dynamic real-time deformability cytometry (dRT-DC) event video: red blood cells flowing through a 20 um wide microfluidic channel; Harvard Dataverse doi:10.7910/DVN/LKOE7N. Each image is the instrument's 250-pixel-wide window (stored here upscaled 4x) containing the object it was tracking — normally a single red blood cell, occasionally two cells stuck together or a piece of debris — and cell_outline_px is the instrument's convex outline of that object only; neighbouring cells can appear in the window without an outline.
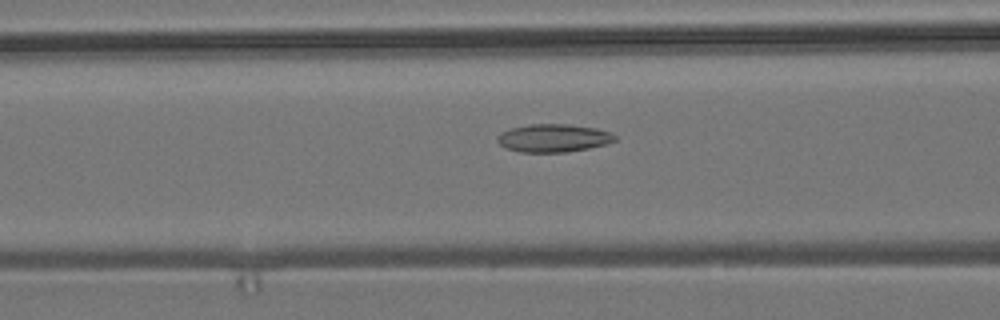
{"species": "common noctule bat (a hibernating species)", "species_latin": "Nyctalus noctula", "temperature_condition": "room temperature", "stored_images_in_passage": 37, "camera_frame_rate_fps": 3000, "um_per_image_px": 0.085, "animal": {"sex": "male", "body_mass_g": 19.2, "forearm_length_mm": 51.8}, "frame": {"image": 1, "passage_image": 11, "time_ms": 3.333, "image_size_px": [1000, 320], "cell_outline_px": [[616, 140], [604, 144], [588, 148], [568, 152], [520, 152], [504, 148], [496, 140], [496, 136], [500, 132], [512, 128], [528, 124], [568, 124], [596, 128], [612, 132], [616, 136]], "centroid_in_image_um": [47.01, 11.73], "position_along_channel_um": 119.6, "area_um2": 19.31}}
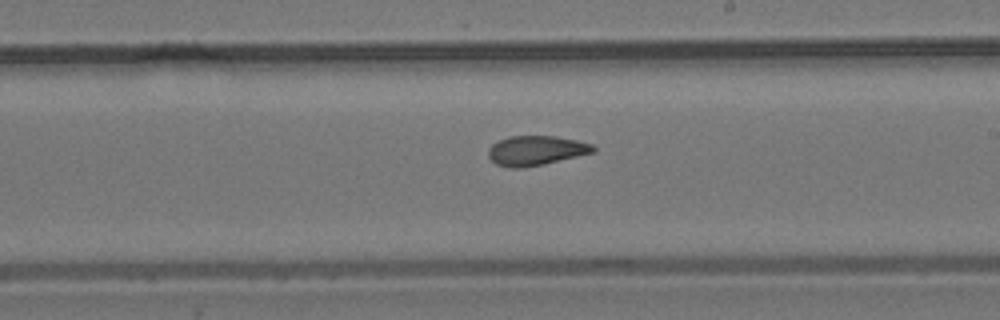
{"frame": {"image": 2, "passage_image": 21, "time_ms": 6.667, "image_size_px": [1000, 320], "cell_outline_px": [[596, 152], [544, 164], [520, 168], [512, 168], [496, 164], [488, 156], [488, 148], [492, 144], [508, 136], [556, 136], [576, 140], [592, 144], [596, 148]], "centroid_in_image_um": [45.57, 12.79], "position_along_channel_um": 243.4, "area_um2": 18.15}}
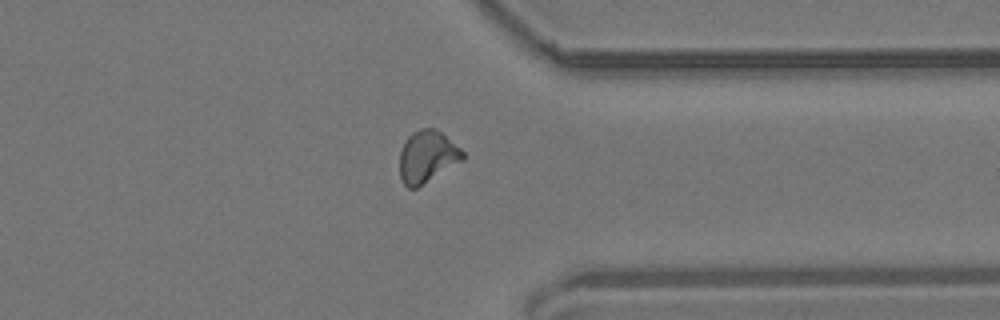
{"frame": {"image": 3, "passage_image": 32, "time_ms": 10.333, "image_size_px": [1000, 320], "cell_outline_px": [[464, 160], [416, 188], [408, 188], [404, 184], [400, 176], [400, 152], [404, 140], [412, 132], [420, 128], [432, 128], [440, 132], [460, 148], [464, 152]], "centroid_in_image_um": [36.3, 13.31], "position_along_channel_um": 375.1, "area_um2": 19.02}, "authors_computed_cell_mechanics": {"area_um2": 18.496, "velocity_mm_per_s": 3.7137, "shape_relaxation_time_tau1_ms": null, "shape_relaxation_time_tau2_ms": 2.1909, "deformation_change_tau1": null, "deformation_change_tau2": 0.085}}